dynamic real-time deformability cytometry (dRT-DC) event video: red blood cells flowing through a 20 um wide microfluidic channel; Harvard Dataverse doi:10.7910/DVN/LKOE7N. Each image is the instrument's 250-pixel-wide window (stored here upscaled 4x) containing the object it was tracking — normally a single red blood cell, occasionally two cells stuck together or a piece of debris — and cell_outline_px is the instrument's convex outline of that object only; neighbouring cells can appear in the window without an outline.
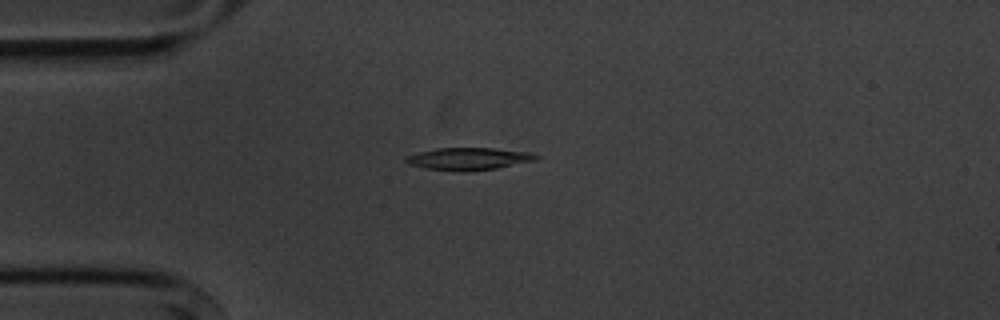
{"species": "common noctule bat (a hibernating species)", "species_latin": "Nyctalus noctula", "temperature_condition": "cold", "stored_images_in_passage": 3, "camera_frame_rate_fps": 3000, "um_per_image_px": 0.085, "animal": {"sex": "male", "body_mass_g": 20.1, "forearm_length_mm": 53.5}, "frame": {"image": 1, "passage_image": 1, "time_ms": 0.0, "image_size_px": [1000, 320], "cell_outline_px": [[540, 156], [536, 160], [496, 168], [428, 168], [408, 164], [404, 160], [404, 156], [436, 148], [492, 148], [528, 152]], "centroid_in_image_um": [39.84, 13.44], "position_along_channel_um": 45.2, "area_um2": 15.78}}
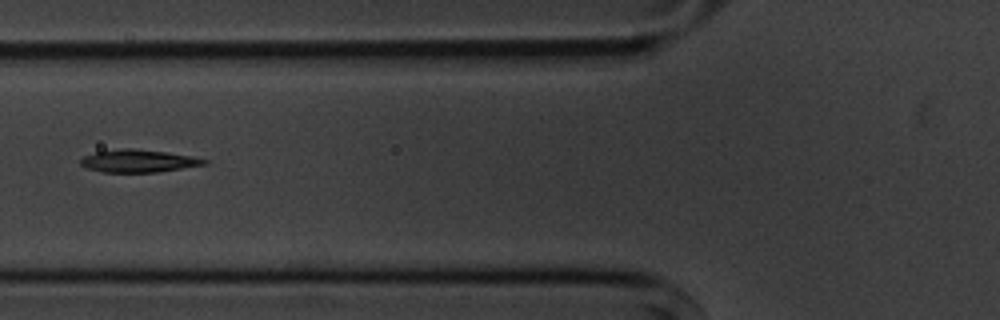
{"frame": {"image": 2, "passage_image": 3, "time_ms": 2.333, "image_size_px": [1000, 320], "cell_outline_px": [[208, 164], [156, 172], [100, 172], [84, 168], [80, 164], [80, 160], [84, 156], [96, 152], [124, 148], [132, 148], [168, 152], [192, 156], [208, 160]], "centroid_in_image_um": [11.75, 13.68], "position_along_channel_um": 114.1, "area_um2": 16.36}}